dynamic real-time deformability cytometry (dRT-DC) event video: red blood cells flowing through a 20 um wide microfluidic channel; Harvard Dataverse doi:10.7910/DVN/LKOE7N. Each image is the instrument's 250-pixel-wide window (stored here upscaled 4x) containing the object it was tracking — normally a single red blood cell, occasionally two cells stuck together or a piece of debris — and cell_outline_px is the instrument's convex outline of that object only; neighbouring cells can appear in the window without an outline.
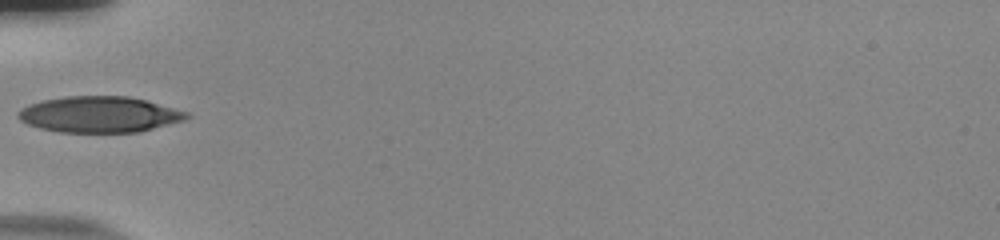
{"species": "human", "species_latin": "Homo sapiens", "temperature_condition": "room temperature", "stored_images_in_passage": 35, "camera_frame_rate_fps": 3000, "um_per_image_px": 0.085, "donor": {"sex": "male"}, "frame": {"image": 1, "passage_image": 1, "time_ms": 0.0, "image_size_px": [1000, 240], "cell_outline_px": [[192, 116], [184, 120], [140, 132], [60, 132], [40, 128], [28, 124], [20, 120], [16, 116], [16, 112], [20, 108], [28, 104], [44, 100], [64, 96], [128, 96], [144, 100], [188, 112]], "centroid_in_image_um": [8.41, 9.73], "position_along_channel_um": 76.6, "area_um2": 35.37}}
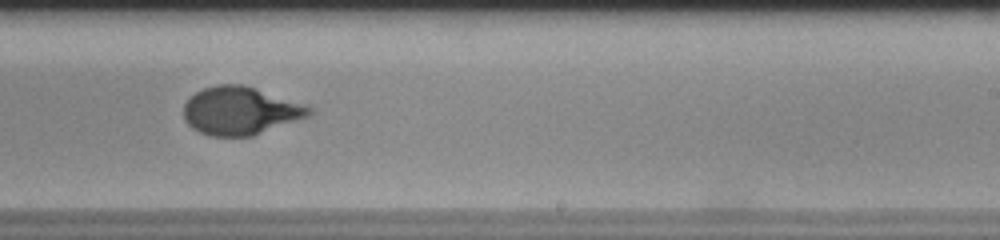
{"frame": {"image": 2, "passage_image": 16, "time_ms": 5.0, "image_size_px": [1000, 240], "cell_outline_px": [[312, 112], [308, 116], [252, 136], [208, 136], [192, 128], [184, 120], [184, 104], [188, 96], [204, 88], [216, 84], [244, 84], [304, 104], [312, 108]], "centroid_in_image_um": [20.38, 9.41], "position_along_channel_um": 268.6, "area_um2": 35.08}}
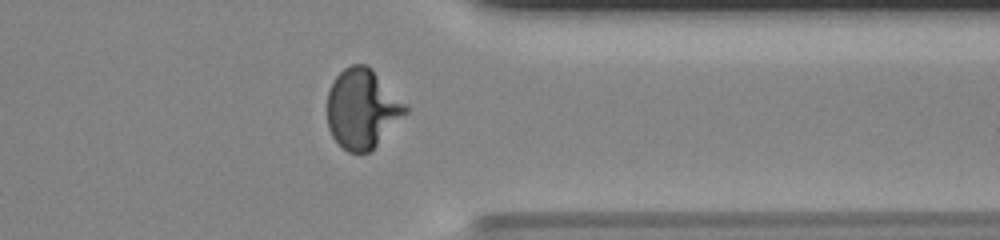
{"frame": {"image": 3, "passage_image": 25, "time_ms": 8.0, "image_size_px": [1000, 240], "cell_outline_px": [[408, 112], [368, 152], [348, 152], [332, 136], [328, 128], [328, 92], [336, 76], [344, 68], [352, 64], [368, 64], [408, 104]], "centroid_in_image_um": [30.81, 9.2], "position_along_channel_um": 380.6, "area_um2": 36.07}, "authors_computed_cell_mechanics": {"area_um2": 35.2002, "velocity_mm_per_s": 3.8421, "shape_relaxation_time_tau1_ms": 4.4477, "shape_relaxation_time_tau2_ms": null, "deformation_change_tau1": 0.2151, "deformation_change_tau2": null}}